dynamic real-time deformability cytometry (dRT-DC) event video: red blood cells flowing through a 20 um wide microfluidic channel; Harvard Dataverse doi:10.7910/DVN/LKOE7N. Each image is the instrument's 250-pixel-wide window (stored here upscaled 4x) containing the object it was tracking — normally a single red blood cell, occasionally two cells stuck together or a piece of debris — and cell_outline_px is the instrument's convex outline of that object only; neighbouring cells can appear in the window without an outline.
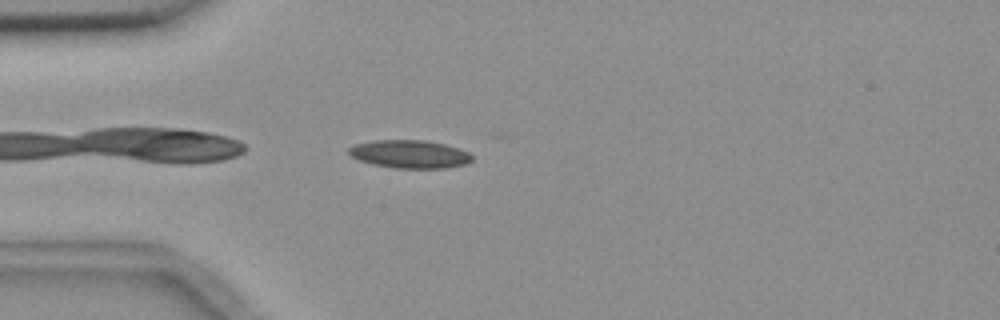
{"species": "common noctule bat (a hibernating species)", "species_latin": "Nyctalus noctula", "temperature_condition": "room temperature", "stored_images_in_passage": 2, "camera_frame_rate_fps": 3000, "um_per_image_px": 0.085, "animal": {"sex": "female", "body_mass_g": 18.4}, "frame": {"image": 1, "passage_image": 2, "time_ms": 1.0, "image_size_px": [1000, 320], "cell_outline_px": [[472, 160], [464, 164], [444, 168], [396, 168], [372, 164], [360, 160], [352, 156], [348, 152], [348, 148], [356, 144], [372, 140], [424, 140], [444, 144], [460, 148], [468, 152], [472, 156]], "centroid_in_image_um": [34.82, 13.09], "position_along_channel_um": 50.2, "area_um2": 20.06}}